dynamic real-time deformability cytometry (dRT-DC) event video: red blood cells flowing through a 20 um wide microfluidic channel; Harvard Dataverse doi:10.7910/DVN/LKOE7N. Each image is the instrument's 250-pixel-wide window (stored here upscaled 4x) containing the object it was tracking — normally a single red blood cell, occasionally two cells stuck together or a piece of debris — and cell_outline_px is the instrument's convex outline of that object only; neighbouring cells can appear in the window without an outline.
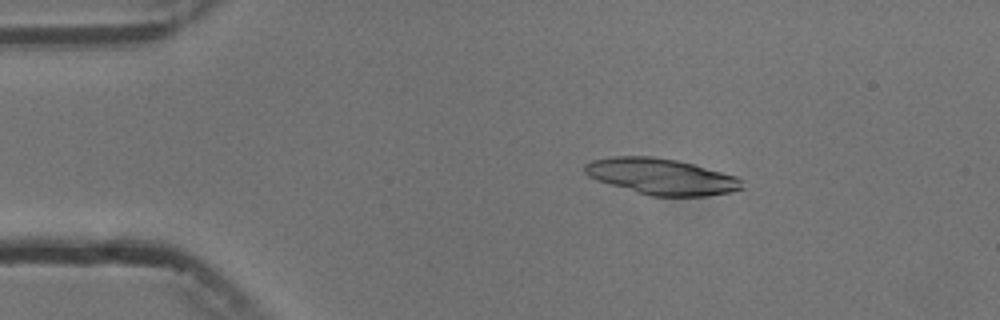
{"species": "common noctule bat (a hibernating species)", "species_latin": "Nyctalus noctula", "temperature_condition": "cold", "stored_images_in_passage": 3, "camera_frame_rate_fps": 3000, "um_per_image_px": 0.085, "animal": {"sex": "male", "body_mass_g": 13.3}, "frame": {"image": 1, "passage_image": 2, "time_ms": 1.0, "image_size_px": [1000, 320], "cell_outline_px": [[744, 188], [732, 192], [704, 196], [652, 196], [636, 192], [596, 180], [588, 176], [584, 172], [584, 164], [592, 160], [612, 156], [652, 156], [676, 160], [692, 164], [736, 176], [740, 180]], "centroid_in_image_um": [56.18, 15.0], "position_along_channel_um": 28.8, "area_um2": 32.95}}